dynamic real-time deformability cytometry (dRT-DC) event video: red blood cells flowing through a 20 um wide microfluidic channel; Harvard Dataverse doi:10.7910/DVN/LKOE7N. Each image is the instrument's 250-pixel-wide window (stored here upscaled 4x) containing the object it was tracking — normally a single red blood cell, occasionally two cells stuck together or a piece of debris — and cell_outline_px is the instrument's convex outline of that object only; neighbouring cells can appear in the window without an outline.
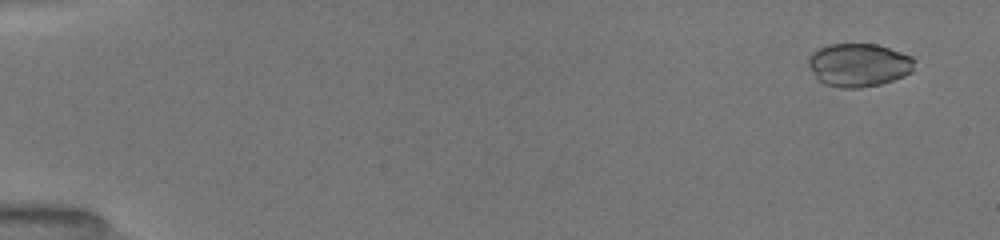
{"species": "common noctule bat (a hibernating species)", "species_latin": "Nyctalus noctula", "temperature_condition": "room temperature", "stored_images_in_passage": 51, "camera_frame_rate_fps": 3000, "um_per_image_px": 0.085, "animal": {"sex": "female", "body_mass_g": 19.5, "forearm_length_mm": 54.1}, "frame": {"image": 1, "passage_image": 3, "time_ms": 0.667, "image_size_px": [1000, 240], "cell_outline_px": [[916, 60], [912, 72], [904, 76], [880, 84], [860, 88], [840, 88], [824, 84], [816, 76], [808, 64], [808, 56], [816, 48], [828, 44], [876, 44], [912, 56]], "centroid_in_image_um": [72.99, 5.52], "position_along_channel_um": 12.0, "area_um2": 26.88}}
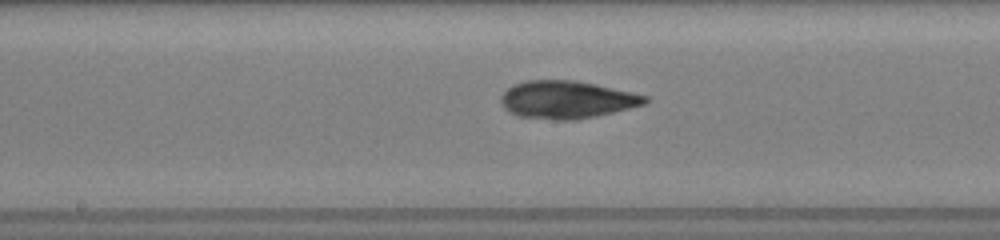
{"frame": {"image": 2, "passage_image": 28, "time_ms": 9.0, "image_size_px": [1000, 240], "cell_outline_px": [[648, 100], [644, 104], [596, 116], [576, 120], [556, 120], [520, 116], [504, 108], [500, 100], [500, 96], [512, 84], [528, 80], [576, 80], [596, 84], [632, 92], [648, 96]], "centroid_in_image_um": [48.16, 8.46], "position_along_channel_um": 200.0, "area_um2": 31.5}}
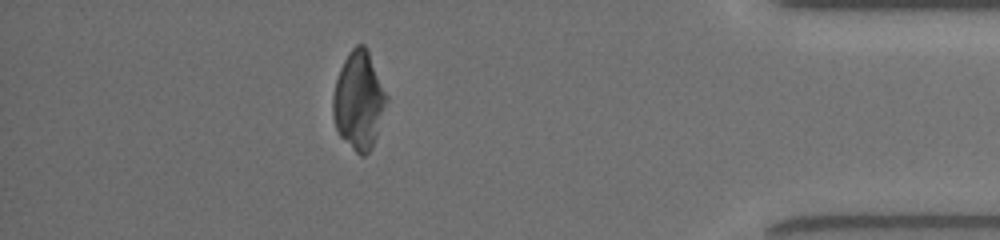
{"frame": {"image": 3, "passage_image": 46, "time_ms": 15.0, "image_size_px": [1000, 240], "cell_outline_px": [[388, 100], [372, 148], [364, 156], [360, 156], [340, 136], [336, 128], [332, 116], [332, 96], [336, 80], [340, 68], [348, 52], [356, 44], [364, 44], [368, 52], [388, 96]], "centroid_in_image_um": [30.48, 8.55], "position_along_channel_um": 404.7, "area_um2": 30.52}}